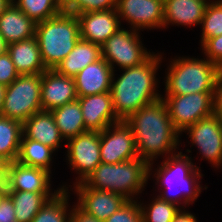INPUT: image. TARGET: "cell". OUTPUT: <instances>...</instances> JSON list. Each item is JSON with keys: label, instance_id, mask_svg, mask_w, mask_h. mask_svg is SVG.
<instances>
[{"label": "cell", "instance_id": "cell-1", "mask_svg": "<svg viewBox=\"0 0 222 222\" xmlns=\"http://www.w3.org/2000/svg\"><path fill=\"white\" fill-rule=\"evenodd\" d=\"M125 122L132 128L139 158L149 163V177L153 159L176 150L179 132L174 128L162 98L145 105ZM174 149V150H173Z\"/></svg>", "mask_w": 222, "mask_h": 222}, {"label": "cell", "instance_id": "cell-2", "mask_svg": "<svg viewBox=\"0 0 222 222\" xmlns=\"http://www.w3.org/2000/svg\"><path fill=\"white\" fill-rule=\"evenodd\" d=\"M160 59V54H152L142 64L125 68L116 81L113 72L110 93L114 112L120 121L127 120L143 106L162 98L155 91L158 82L155 73Z\"/></svg>", "mask_w": 222, "mask_h": 222}, {"label": "cell", "instance_id": "cell-3", "mask_svg": "<svg viewBox=\"0 0 222 222\" xmlns=\"http://www.w3.org/2000/svg\"><path fill=\"white\" fill-rule=\"evenodd\" d=\"M149 177V163L141 158H133L119 164L100 163L93 172L74 187L110 191L132 200L134 194L141 193Z\"/></svg>", "mask_w": 222, "mask_h": 222}, {"label": "cell", "instance_id": "cell-4", "mask_svg": "<svg viewBox=\"0 0 222 222\" xmlns=\"http://www.w3.org/2000/svg\"><path fill=\"white\" fill-rule=\"evenodd\" d=\"M35 37L47 70H53L74 49L80 39L77 16L61 12L36 23Z\"/></svg>", "mask_w": 222, "mask_h": 222}, {"label": "cell", "instance_id": "cell-5", "mask_svg": "<svg viewBox=\"0 0 222 222\" xmlns=\"http://www.w3.org/2000/svg\"><path fill=\"white\" fill-rule=\"evenodd\" d=\"M172 63V64H171ZM165 82V95L215 93L222 70L208 59L178 58L171 61Z\"/></svg>", "mask_w": 222, "mask_h": 222}, {"label": "cell", "instance_id": "cell-6", "mask_svg": "<svg viewBox=\"0 0 222 222\" xmlns=\"http://www.w3.org/2000/svg\"><path fill=\"white\" fill-rule=\"evenodd\" d=\"M170 156L171 157L167 158V160H164L161 167L158 168L159 170L157 169L155 177L158 180L156 183L161 182L162 185L167 186L166 189L170 190V188H172L176 193H172L170 190V193L173 195H167L165 191L163 194L159 195V197L162 200L180 207L178 204H181V198L178 199L179 195L176 194H179V192L182 193V190H184V196L182 195V197H185V201L183 202L185 203L184 205H187L188 203L190 204L191 202L193 203V201L200 195L199 193L202 188V186L200 187V184L198 185L197 183V178L201 177L200 169L193 165L188 156L184 154L182 155L181 151L178 154L175 153Z\"/></svg>", "mask_w": 222, "mask_h": 222}, {"label": "cell", "instance_id": "cell-7", "mask_svg": "<svg viewBox=\"0 0 222 222\" xmlns=\"http://www.w3.org/2000/svg\"><path fill=\"white\" fill-rule=\"evenodd\" d=\"M41 74L19 75L7 86L0 116L24 122L41 108Z\"/></svg>", "mask_w": 222, "mask_h": 222}, {"label": "cell", "instance_id": "cell-8", "mask_svg": "<svg viewBox=\"0 0 222 222\" xmlns=\"http://www.w3.org/2000/svg\"><path fill=\"white\" fill-rule=\"evenodd\" d=\"M165 98L163 100L172 124L179 133L197 121L214 114L215 93L166 95Z\"/></svg>", "mask_w": 222, "mask_h": 222}, {"label": "cell", "instance_id": "cell-9", "mask_svg": "<svg viewBox=\"0 0 222 222\" xmlns=\"http://www.w3.org/2000/svg\"><path fill=\"white\" fill-rule=\"evenodd\" d=\"M131 30L120 28L101 46L102 58L113 71L114 63L123 70L142 64L152 55L143 48L137 30Z\"/></svg>", "mask_w": 222, "mask_h": 222}, {"label": "cell", "instance_id": "cell-10", "mask_svg": "<svg viewBox=\"0 0 222 222\" xmlns=\"http://www.w3.org/2000/svg\"><path fill=\"white\" fill-rule=\"evenodd\" d=\"M100 157L101 162L107 164L139 158L132 128L125 121L109 125L100 131Z\"/></svg>", "mask_w": 222, "mask_h": 222}, {"label": "cell", "instance_id": "cell-11", "mask_svg": "<svg viewBox=\"0 0 222 222\" xmlns=\"http://www.w3.org/2000/svg\"><path fill=\"white\" fill-rule=\"evenodd\" d=\"M68 161L80 176L83 182L93 170L101 163L100 157V131H87L67 140Z\"/></svg>", "mask_w": 222, "mask_h": 222}, {"label": "cell", "instance_id": "cell-12", "mask_svg": "<svg viewBox=\"0 0 222 222\" xmlns=\"http://www.w3.org/2000/svg\"><path fill=\"white\" fill-rule=\"evenodd\" d=\"M192 145L215 167L222 165V122L215 114L205 117L186 129Z\"/></svg>", "mask_w": 222, "mask_h": 222}, {"label": "cell", "instance_id": "cell-13", "mask_svg": "<svg viewBox=\"0 0 222 222\" xmlns=\"http://www.w3.org/2000/svg\"><path fill=\"white\" fill-rule=\"evenodd\" d=\"M116 11L134 30L163 27L164 4L158 0H117Z\"/></svg>", "mask_w": 222, "mask_h": 222}, {"label": "cell", "instance_id": "cell-14", "mask_svg": "<svg viewBox=\"0 0 222 222\" xmlns=\"http://www.w3.org/2000/svg\"><path fill=\"white\" fill-rule=\"evenodd\" d=\"M80 38L102 46L121 26L116 8L77 14Z\"/></svg>", "mask_w": 222, "mask_h": 222}, {"label": "cell", "instance_id": "cell-15", "mask_svg": "<svg viewBox=\"0 0 222 222\" xmlns=\"http://www.w3.org/2000/svg\"><path fill=\"white\" fill-rule=\"evenodd\" d=\"M41 108L51 111L78 99L74 77L58 74L54 69L41 74Z\"/></svg>", "mask_w": 222, "mask_h": 222}, {"label": "cell", "instance_id": "cell-16", "mask_svg": "<svg viewBox=\"0 0 222 222\" xmlns=\"http://www.w3.org/2000/svg\"><path fill=\"white\" fill-rule=\"evenodd\" d=\"M84 124L89 131H103L109 125L120 122L114 109L110 92L78 97Z\"/></svg>", "mask_w": 222, "mask_h": 222}, {"label": "cell", "instance_id": "cell-17", "mask_svg": "<svg viewBox=\"0 0 222 222\" xmlns=\"http://www.w3.org/2000/svg\"><path fill=\"white\" fill-rule=\"evenodd\" d=\"M79 195L77 206L86 214L104 222L128 200L122 195L110 191L89 187H74Z\"/></svg>", "mask_w": 222, "mask_h": 222}, {"label": "cell", "instance_id": "cell-18", "mask_svg": "<svg viewBox=\"0 0 222 222\" xmlns=\"http://www.w3.org/2000/svg\"><path fill=\"white\" fill-rule=\"evenodd\" d=\"M113 72L103 58L88 64L74 76L77 96L110 92Z\"/></svg>", "mask_w": 222, "mask_h": 222}, {"label": "cell", "instance_id": "cell-19", "mask_svg": "<svg viewBox=\"0 0 222 222\" xmlns=\"http://www.w3.org/2000/svg\"><path fill=\"white\" fill-rule=\"evenodd\" d=\"M22 138L41 142L56 150L63 140L51 111L36 112L22 123Z\"/></svg>", "mask_w": 222, "mask_h": 222}, {"label": "cell", "instance_id": "cell-20", "mask_svg": "<svg viewBox=\"0 0 222 222\" xmlns=\"http://www.w3.org/2000/svg\"><path fill=\"white\" fill-rule=\"evenodd\" d=\"M35 30L36 23L13 1L0 16V34L8 44L34 37Z\"/></svg>", "mask_w": 222, "mask_h": 222}, {"label": "cell", "instance_id": "cell-21", "mask_svg": "<svg viewBox=\"0 0 222 222\" xmlns=\"http://www.w3.org/2000/svg\"><path fill=\"white\" fill-rule=\"evenodd\" d=\"M7 52L19 75L42 74L47 70L35 36L8 44Z\"/></svg>", "mask_w": 222, "mask_h": 222}, {"label": "cell", "instance_id": "cell-22", "mask_svg": "<svg viewBox=\"0 0 222 222\" xmlns=\"http://www.w3.org/2000/svg\"><path fill=\"white\" fill-rule=\"evenodd\" d=\"M208 3L207 0H168L164 4L163 27L169 23L200 25Z\"/></svg>", "mask_w": 222, "mask_h": 222}, {"label": "cell", "instance_id": "cell-23", "mask_svg": "<svg viewBox=\"0 0 222 222\" xmlns=\"http://www.w3.org/2000/svg\"><path fill=\"white\" fill-rule=\"evenodd\" d=\"M102 58L101 46L80 38L74 49L54 69L58 74L74 77L88 64Z\"/></svg>", "mask_w": 222, "mask_h": 222}, {"label": "cell", "instance_id": "cell-24", "mask_svg": "<svg viewBox=\"0 0 222 222\" xmlns=\"http://www.w3.org/2000/svg\"><path fill=\"white\" fill-rule=\"evenodd\" d=\"M8 167L13 171V180L17 191L50 192V172L41 168L23 165L17 161L10 162Z\"/></svg>", "mask_w": 222, "mask_h": 222}, {"label": "cell", "instance_id": "cell-25", "mask_svg": "<svg viewBox=\"0 0 222 222\" xmlns=\"http://www.w3.org/2000/svg\"><path fill=\"white\" fill-rule=\"evenodd\" d=\"M55 124L63 139L69 140L87 132L78 99L51 110Z\"/></svg>", "mask_w": 222, "mask_h": 222}, {"label": "cell", "instance_id": "cell-26", "mask_svg": "<svg viewBox=\"0 0 222 222\" xmlns=\"http://www.w3.org/2000/svg\"><path fill=\"white\" fill-rule=\"evenodd\" d=\"M65 187L62 186L54 193L16 191L11 199L14 203L17 222H31L46 202L53 198L61 189H65Z\"/></svg>", "mask_w": 222, "mask_h": 222}, {"label": "cell", "instance_id": "cell-27", "mask_svg": "<svg viewBox=\"0 0 222 222\" xmlns=\"http://www.w3.org/2000/svg\"><path fill=\"white\" fill-rule=\"evenodd\" d=\"M22 135V122L0 116V156L17 161Z\"/></svg>", "mask_w": 222, "mask_h": 222}, {"label": "cell", "instance_id": "cell-28", "mask_svg": "<svg viewBox=\"0 0 222 222\" xmlns=\"http://www.w3.org/2000/svg\"><path fill=\"white\" fill-rule=\"evenodd\" d=\"M55 152L50 146L31 139H21L17 162L44 169L51 173L50 162L52 153Z\"/></svg>", "mask_w": 222, "mask_h": 222}, {"label": "cell", "instance_id": "cell-29", "mask_svg": "<svg viewBox=\"0 0 222 222\" xmlns=\"http://www.w3.org/2000/svg\"><path fill=\"white\" fill-rule=\"evenodd\" d=\"M68 188L61 189L39 210L31 222H70L68 208ZM68 214V216H67Z\"/></svg>", "mask_w": 222, "mask_h": 222}, {"label": "cell", "instance_id": "cell-30", "mask_svg": "<svg viewBox=\"0 0 222 222\" xmlns=\"http://www.w3.org/2000/svg\"><path fill=\"white\" fill-rule=\"evenodd\" d=\"M35 23L55 17L61 12L56 7L54 0H12ZM16 1V2H15Z\"/></svg>", "mask_w": 222, "mask_h": 222}, {"label": "cell", "instance_id": "cell-31", "mask_svg": "<svg viewBox=\"0 0 222 222\" xmlns=\"http://www.w3.org/2000/svg\"><path fill=\"white\" fill-rule=\"evenodd\" d=\"M201 24V44L209 38L222 35V0L210 1L207 4Z\"/></svg>", "mask_w": 222, "mask_h": 222}, {"label": "cell", "instance_id": "cell-32", "mask_svg": "<svg viewBox=\"0 0 222 222\" xmlns=\"http://www.w3.org/2000/svg\"><path fill=\"white\" fill-rule=\"evenodd\" d=\"M142 210L143 222H171L181 208L177 205L162 200L159 196L150 203L149 207H143ZM147 209V210H146Z\"/></svg>", "mask_w": 222, "mask_h": 222}, {"label": "cell", "instance_id": "cell-33", "mask_svg": "<svg viewBox=\"0 0 222 222\" xmlns=\"http://www.w3.org/2000/svg\"><path fill=\"white\" fill-rule=\"evenodd\" d=\"M104 222H143L140 204L128 200Z\"/></svg>", "mask_w": 222, "mask_h": 222}, {"label": "cell", "instance_id": "cell-34", "mask_svg": "<svg viewBox=\"0 0 222 222\" xmlns=\"http://www.w3.org/2000/svg\"><path fill=\"white\" fill-rule=\"evenodd\" d=\"M117 0H77L76 5L68 12L83 14L92 11H105L116 8Z\"/></svg>", "mask_w": 222, "mask_h": 222}, {"label": "cell", "instance_id": "cell-35", "mask_svg": "<svg viewBox=\"0 0 222 222\" xmlns=\"http://www.w3.org/2000/svg\"><path fill=\"white\" fill-rule=\"evenodd\" d=\"M201 46L206 58L222 70V35L205 40Z\"/></svg>", "mask_w": 222, "mask_h": 222}, {"label": "cell", "instance_id": "cell-36", "mask_svg": "<svg viewBox=\"0 0 222 222\" xmlns=\"http://www.w3.org/2000/svg\"><path fill=\"white\" fill-rule=\"evenodd\" d=\"M19 73L17 72L15 65L7 53L0 56V84L9 86L14 80L17 79Z\"/></svg>", "mask_w": 222, "mask_h": 222}, {"label": "cell", "instance_id": "cell-37", "mask_svg": "<svg viewBox=\"0 0 222 222\" xmlns=\"http://www.w3.org/2000/svg\"><path fill=\"white\" fill-rule=\"evenodd\" d=\"M16 191L13 171L8 167L0 174V198H12Z\"/></svg>", "mask_w": 222, "mask_h": 222}, {"label": "cell", "instance_id": "cell-38", "mask_svg": "<svg viewBox=\"0 0 222 222\" xmlns=\"http://www.w3.org/2000/svg\"><path fill=\"white\" fill-rule=\"evenodd\" d=\"M0 222H17L11 198H0Z\"/></svg>", "mask_w": 222, "mask_h": 222}, {"label": "cell", "instance_id": "cell-39", "mask_svg": "<svg viewBox=\"0 0 222 222\" xmlns=\"http://www.w3.org/2000/svg\"><path fill=\"white\" fill-rule=\"evenodd\" d=\"M70 222H102L94 216L86 214L77 205L70 211Z\"/></svg>", "mask_w": 222, "mask_h": 222}, {"label": "cell", "instance_id": "cell-40", "mask_svg": "<svg viewBox=\"0 0 222 222\" xmlns=\"http://www.w3.org/2000/svg\"><path fill=\"white\" fill-rule=\"evenodd\" d=\"M214 114L222 122V77L217 84L215 92Z\"/></svg>", "mask_w": 222, "mask_h": 222}, {"label": "cell", "instance_id": "cell-41", "mask_svg": "<svg viewBox=\"0 0 222 222\" xmlns=\"http://www.w3.org/2000/svg\"><path fill=\"white\" fill-rule=\"evenodd\" d=\"M60 12L68 13L77 3V0H54Z\"/></svg>", "mask_w": 222, "mask_h": 222}, {"label": "cell", "instance_id": "cell-42", "mask_svg": "<svg viewBox=\"0 0 222 222\" xmlns=\"http://www.w3.org/2000/svg\"><path fill=\"white\" fill-rule=\"evenodd\" d=\"M171 222H197L196 217L188 211H180L176 214Z\"/></svg>", "mask_w": 222, "mask_h": 222}, {"label": "cell", "instance_id": "cell-43", "mask_svg": "<svg viewBox=\"0 0 222 222\" xmlns=\"http://www.w3.org/2000/svg\"><path fill=\"white\" fill-rule=\"evenodd\" d=\"M7 51H8V43L4 40V38L0 34V56L7 53Z\"/></svg>", "mask_w": 222, "mask_h": 222}, {"label": "cell", "instance_id": "cell-44", "mask_svg": "<svg viewBox=\"0 0 222 222\" xmlns=\"http://www.w3.org/2000/svg\"><path fill=\"white\" fill-rule=\"evenodd\" d=\"M6 89H7V86L0 84V113L4 104Z\"/></svg>", "mask_w": 222, "mask_h": 222}, {"label": "cell", "instance_id": "cell-45", "mask_svg": "<svg viewBox=\"0 0 222 222\" xmlns=\"http://www.w3.org/2000/svg\"><path fill=\"white\" fill-rule=\"evenodd\" d=\"M9 163L10 162L7 159L0 156V174L8 168Z\"/></svg>", "mask_w": 222, "mask_h": 222}, {"label": "cell", "instance_id": "cell-46", "mask_svg": "<svg viewBox=\"0 0 222 222\" xmlns=\"http://www.w3.org/2000/svg\"><path fill=\"white\" fill-rule=\"evenodd\" d=\"M12 2V0H0V16L5 11L6 7Z\"/></svg>", "mask_w": 222, "mask_h": 222}, {"label": "cell", "instance_id": "cell-47", "mask_svg": "<svg viewBox=\"0 0 222 222\" xmlns=\"http://www.w3.org/2000/svg\"><path fill=\"white\" fill-rule=\"evenodd\" d=\"M160 2H162L163 4H165L168 0H158Z\"/></svg>", "mask_w": 222, "mask_h": 222}]
</instances>
